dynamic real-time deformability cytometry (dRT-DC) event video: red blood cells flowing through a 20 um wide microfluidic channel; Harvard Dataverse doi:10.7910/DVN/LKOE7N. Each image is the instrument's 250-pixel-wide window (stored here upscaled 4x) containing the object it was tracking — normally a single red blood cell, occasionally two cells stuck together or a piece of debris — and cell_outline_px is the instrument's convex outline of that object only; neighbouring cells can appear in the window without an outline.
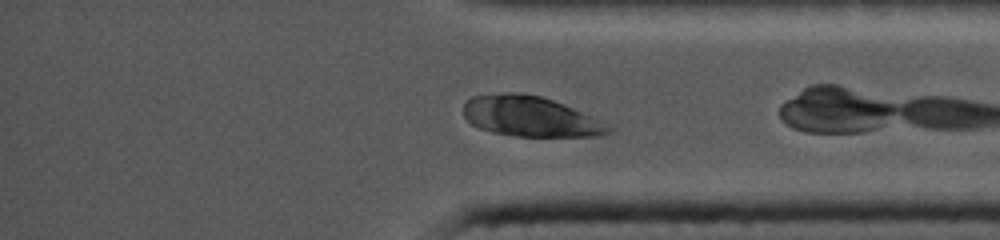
{"species": "common noctule bat (a hibernating species)", "species_latin": "Nyctalus noctula", "temperature_condition": "cold", "stored_images_in_passage": 55, "camera_frame_rate_fps": 5000, "um_per_image_px": 0.085, "animal": {"sex": "female", "body_mass_g": 19.0, "forearm_length_mm": 56.7}, "frame": {"image": 1, "passage_image": 50, "time_ms": 8.4, "image_size_px": [1000, 240], "cell_outline_px": [[612, 132], [596, 136], [516, 136], [492, 132], [480, 128], [472, 124], [464, 116], [464, 104], [472, 96], [500, 92], [512, 92], [540, 96], [552, 100], [604, 120], [612, 124]], "centroid_in_image_um": [45.12, 9.9], "position_along_channel_um": 390.1, "area_um2": 34.16}}